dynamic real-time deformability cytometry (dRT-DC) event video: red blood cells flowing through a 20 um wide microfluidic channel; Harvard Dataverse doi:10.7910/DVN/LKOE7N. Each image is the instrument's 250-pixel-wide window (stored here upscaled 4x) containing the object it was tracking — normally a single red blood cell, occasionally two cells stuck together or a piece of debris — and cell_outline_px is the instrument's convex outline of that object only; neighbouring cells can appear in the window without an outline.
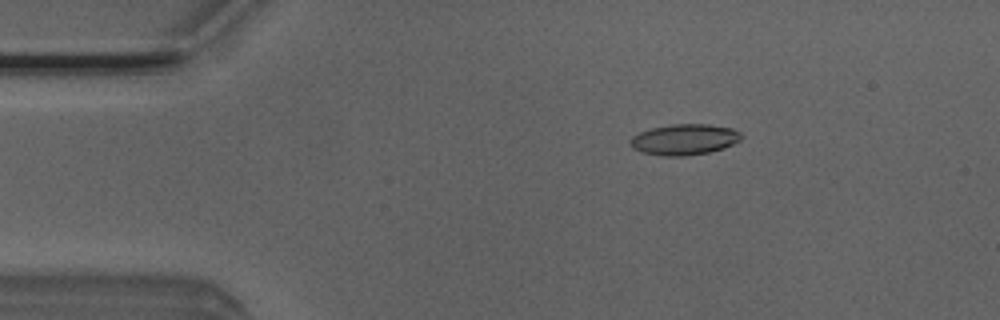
{"species": "Egyptian fruit bat (a non-hibernating species)", "species_latin": "Rousettus aegyptiacus", "temperature_condition": "room temperature", "stored_images_in_passage": 51, "camera_frame_rate_fps": 3000, "um_per_image_px": 0.085, "animal": {"sex": "male"}, "frame": {"image": 1, "passage_image": 8, "time_ms": 2.333, "image_size_px": [1000, 320], "cell_outline_px": [[744, 136], [740, 140], [724, 148], [708, 152], [684, 156], [664, 156], [640, 152], [632, 148], [628, 140], [632, 136], [640, 132], [652, 128], [672, 124], [708, 124], [732, 128], [740, 132]], "centroid_in_image_um": [58.16, 11.86], "position_along_channel_um": 26.8, "area_um2": 20.06}}
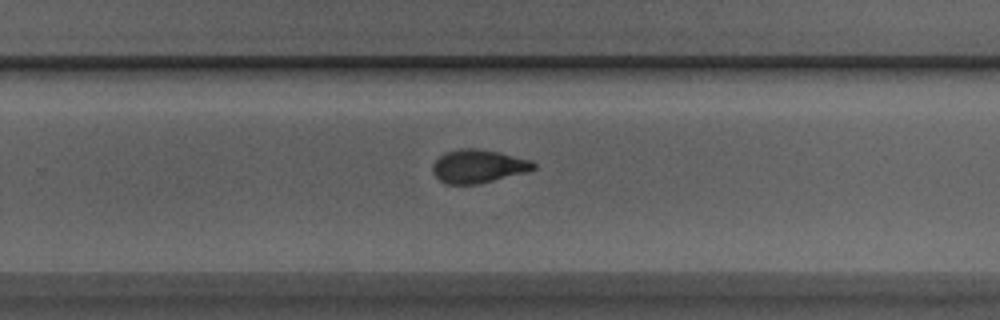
{"frame": {"image": 2, "passage_image": 32, "time_ms": 10.333, "image_size_px": [1000, 320], "cell_outline_px": [[536, 168], [528, 172], [480, 184], [444, 184], [432, 172], [432, 164], [444, 152], [460, 148], [476, 148], [500, 152], [532, 160], [536, 164]], "centroid_in_image_um": [40.67, 14.13], "position_along_channel_um": 289.1, "area_um2": 19.94}}
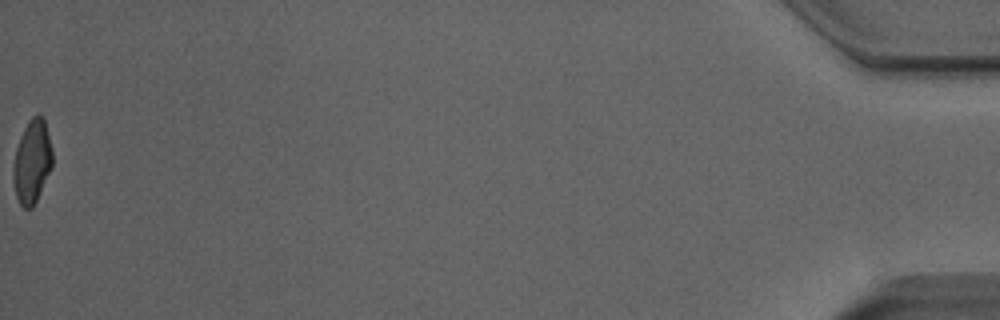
{"frame": {"image": 3, "passage_image": 51, "time_ms": 16.667, "image_size_px": [1000, 320], "cell_outline_px": [[52, 168], [32, 208], [24, 208], [20, 204], [16, 196], [12, 180], [12, 172], [16, 148], [20, 136], [28, 120], [32, 116], [40, 116], [44, 120], [52, 148]], "centroid_in_image_um": [2.71, 13.75], "position_along_channel_um": 432.5, "area_um2": 18.96}, "authors_computed_cell_mechanics": {"area_um2": 19.7676, "velocity_mm_per_s": 3.9936, "shape_relaxation_time_tau1_ms": 4.3586, "shape_relaxation_time_tau2_ms": 1.2833, "deformation_change_tau1": 0.1622, "deformation_change_tau2": 0.0744}}